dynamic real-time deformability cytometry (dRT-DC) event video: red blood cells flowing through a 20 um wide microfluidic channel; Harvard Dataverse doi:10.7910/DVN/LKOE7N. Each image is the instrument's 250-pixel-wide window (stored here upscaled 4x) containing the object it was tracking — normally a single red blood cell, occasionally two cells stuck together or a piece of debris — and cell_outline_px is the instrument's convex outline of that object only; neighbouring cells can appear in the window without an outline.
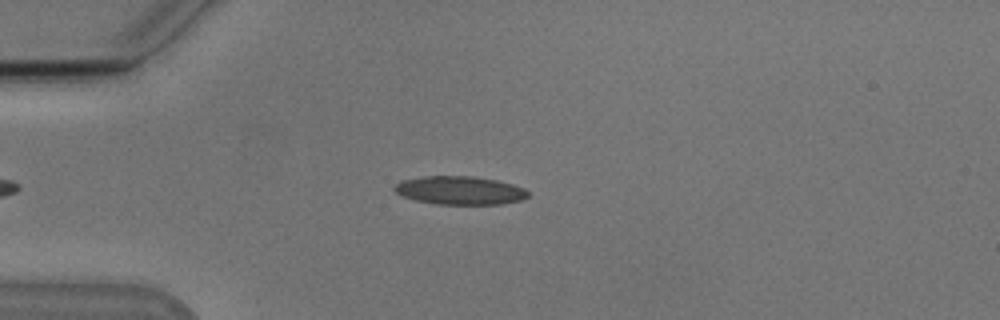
{"species": "Egyptian fruit bat (a non-hibernating species)", "species_latin": "Rousettus aegyptiacus", "temperature_condition": "cold", "stored_images_in_passage": 48, "camera_frame_rate_fps": 3000, "um_per_image_px": 0.085, "animal": {"sex": "male"}, "frame": {"image": 1, "passage_image": 13, "time_ms": 4.0, "image_size_px": [1000, 320], "cell_outline_px": [[528, 196], [520, 200], [500, 204], [436, 204], [416, 200], [404, 196], [396, 192], [392, 188], [400, 180], [424, 176], [472, 176], [496, 180], [512, 184], [524, 188], [528, 192]], "centroid_in_image_um": [39.06, 16.18], "position_along_channel_um": 45.9, "area_um2": 21.96}}
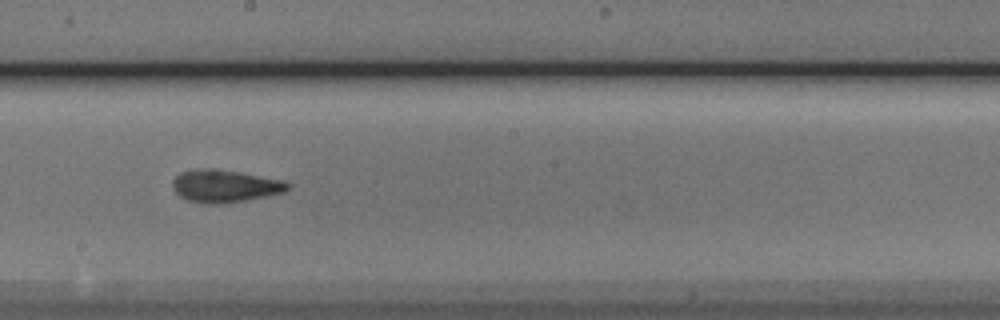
{"frame": {"image": 2, "passage_image": 29, "time_ms": 9.333, "image_size_px": [1000, 320], "cell_outline_px": [[292, 188], [284, 192], [268, 196], [220, 204], [204, 204], [188, 200], [180, 196], [172, 188], [172, 180], [180, 172], [192, 168], [216, 168], [240, 172], [284, 180], [292, 184]], "centroid_in_image_um": [19.12, 15.8], "position_along_channel_um": 229.1, "area_um2": 22.25}}
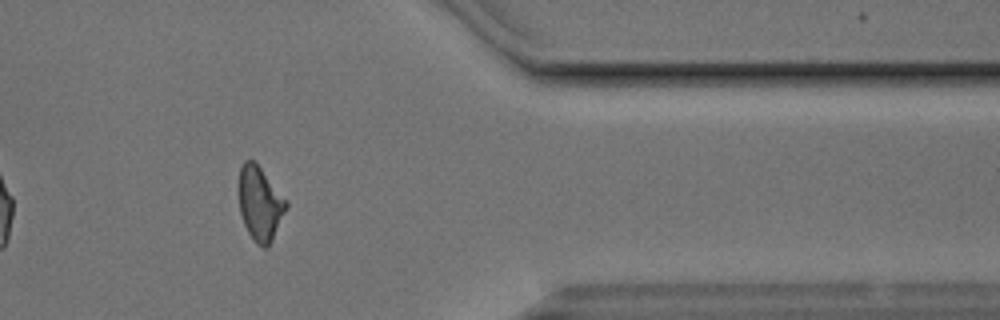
{"frame": {"image": 3, "passage_image": 43, "time_ms": 14.0, "image_size_px": [1000, 320], "cell_outline_px": [[288, 208], [268, 248], [264, 248], [256, 244], [252, 240], [244, 224], [240, 212], [236, 188], [240, 168], [244, 160], [252, 160], [260, 168], [288, 200]], "centroid_in_image_um": [22.08, 17.31], "position_along_channel_um": 389.3, "area_um2": 20.98}, "authors_computed_cell_mechanics": {"area_um2": 21.0103, "velocity_mm_per_s": 3.8157, "shape_relaxation_time_tau1_ms": null, "shape_relaxation_time_tau2_ms": 2.4056, "deformation_change_tau1": null, "deformation_change_tau2": 0.1075}}